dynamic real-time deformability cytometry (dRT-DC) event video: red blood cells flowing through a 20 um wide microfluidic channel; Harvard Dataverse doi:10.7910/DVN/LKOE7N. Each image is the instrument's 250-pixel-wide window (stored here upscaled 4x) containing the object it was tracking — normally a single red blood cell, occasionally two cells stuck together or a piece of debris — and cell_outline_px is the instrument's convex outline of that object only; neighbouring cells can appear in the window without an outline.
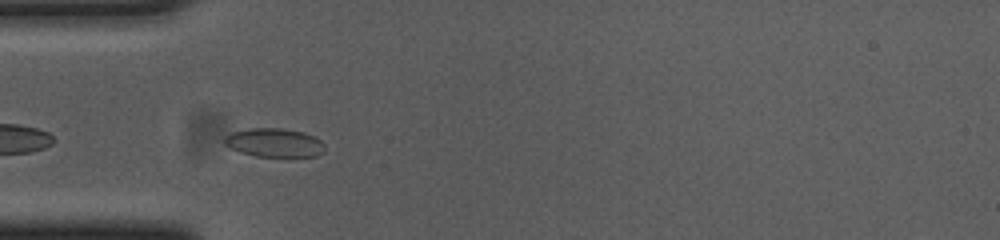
{"species": "common noctule bat (a hibernating species)", "species_latin": "Nyctalus noctula", "temperature_condition": "cold", "stored_images_in_passage": 32, "camera_frame_rate_fps": 3000, "um_per_image_px": 0.085, "animal": {"sex": "female", "body_mass_g": 23.0, "forearm_length_mm": 53.4}, "frame": {"image": 1, "passage_image": 3, "time_ms": 0.667, "image_size_px": [1000, 240], "cell_outline_px": [[324, 152], [316, 156], [256, 156], [240, 152], [224, 144], [224, 136], [232, 132], [248, 128], [280, 128], [304, 132], [320, 140], [324, 144]], "centroid_in_image_um": [23.3, 12.12], "position_along_channel_um": 61.7, "area_um2": 16.7}}
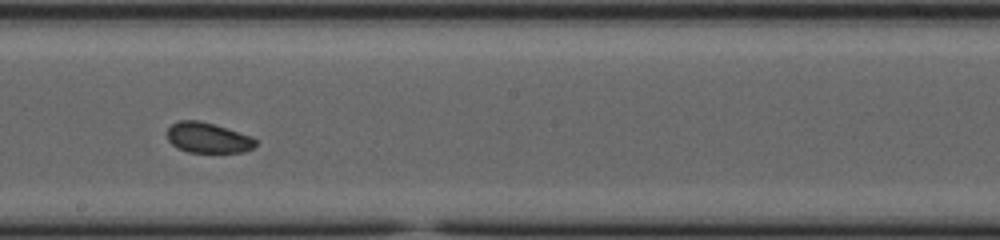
{"frame": {"image": 2, "passage_image": 17, "time_ms": 5.333, "image_size_px": [1000, 240], "cell_outline_px": [[256, 144], [252, 148], [244, 152], [188, 152], [176, 148], [168, 140], [168, 128], [172, 124], [180, 120], [196, 120], [212, 124], [252, 136], [256, 140]], "centroid_in_image_um": [17.66, 11.72], "position_along_channel_um": 230.5, "area_um2": 15.49}}
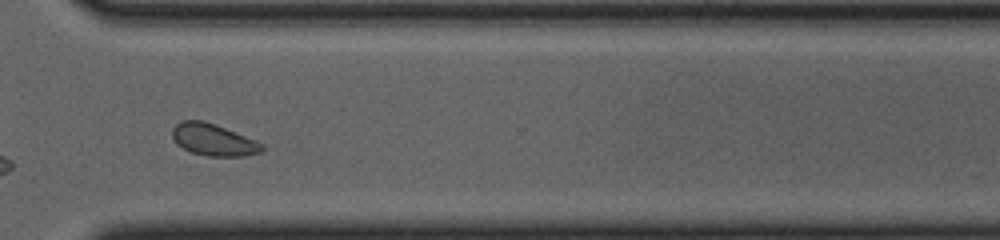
{"frame": {"image": 3, "passage_image": 27, "time_ms": 8.667, "image_size_px": [1000, 240], "cell_outline_px": [[264, 152], [244, 156], [208, 156], [192, 152], [176, 144], [172, 136], [172, 128], [176, 124], [184, 120], [204, 120], [256, 140], [264, 144]], "centroid_in_image_um": [18.16, 11.88], "position_along_channel_um": 352.4, "area_um2": 16.7}, "authors_computed_cell_mechanics": {"area_um2": 16.4441, "velocity_mm_per_s": 3.6484, "shape_relaxation_time_tau1_ms": null, "shape_relaxation_time_tau2_ms": 2.5806, "deformation_change_tau1": null, "deformation_change_tau2": 0.0665}}